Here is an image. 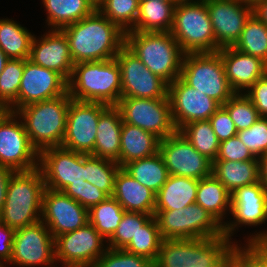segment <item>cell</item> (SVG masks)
<instances>
[{"label":"cell","instance_id":"4fadbf2b","mask_svg":"<svg viewBox=\"0 0 267 267\" xmlns=\"http://www.w3.org/2000/svg\"><path fill=\"white\" fill-rule=\"evenodd\" d=\"M55 262L54 237L42 221L15 230L9 264L51 267Z\"/></svg>","mask_w":267,"mask_h":267},{"label":"cell","instance_id":"7bdbcfd3","mask_svg":"<svg viewBox=\"0 0 267 267\" xmlns=\"http://www.w3.org/2000/svg\"><path fill=\"white\" fill-rule=\"evenodd\" d=\"M222 107L228 112L237 132L250 128L260 118L252 101L242 93H235Z\"/></svg>","mask_w":267,"mask_h":267},{"label":"cell","instance_id":"bcb514c9","mask_svg":"<svg viewBox=\"0 0 267 267\" xmlns=\"http://www.w3.org/2000/svg\"><path fill=\"white\" fill-rule=\"evenodd\" d=\"M241 142L259 159L267 153V117H260L250 128L237 132Z\"/></svg>","mask_w":267,"mask_h":267},{"label":"cell","instance_id":"d4e9b609","mask_svg":"<svg viewBox=\"0 0 267 267\" xmlns=\"http://www.w3.org/2000/svg\"><path fill=\"white\" fill-rule=\"evenodd\" d=\"M112 197L126 212L154 215L156 194L140 184L122 167L117 172Z\"/></svg>","mask_w":267,"mask_h":267},{"label":"cell","instance_id":"2e32d148","mask_svg":"<svg viewBox=\"0 0 267 267\" xmlns=\"http://www.w3.org/2000/svg\"><path fill=\"white\" fill-rule=\"evenodd\" d=\"M159 153L169 175L200 180L212 174V162L200 154L179 131L160 140Z\"/></svg>","mask_w":267,"mask_h":267},{"label":"cell","instance_id":"6da1fadb","mask_svg":"<svg viewBox=\"0 0 267 267\" xmlns=\"http://www.w3.org/2000/svg\"><path fill=\"white\" fill-rule=\"evenodd\" d=\"M61 31L74 64L114 59L125 46V32L98 9Z\"/></svg>","mask_w":267,"mask_h":267},{"label":"cell","instance_id":"6125c7cd","mask_svg":"<svg viewBox=\"0 0 267 267\" xmlns=\"http://www.w3.org/2000/svg\"><path fill=\"white\" fill-rule=\"evenodd\" d=\"M143 1V0H139ZM157 1H162V2H167V3H178L180 0H157Z\"/></svg>","mask_w":267,"mask_h":267},{"label":"cell","instance_id":"8fae6325","mask_svg":"<svg viewBox=\"0 0 267 267\" xmlns=\"http://www.w3.org/2000/svg\"><path fill=\"white\" fill-rule=\"evenodd\" d=\"M115 106L124 123L142 128L160 140L177 131L171 116L169 98L121 97Z\"/></svg>","mask_w":267,"mask_h":267},{"label":"cell","instance_id":"44dd1931","mask_svg":"<svg viewBox=\"0 0 267 267\" xmlns=\"http://www.w3.org/2000/svg\"><path fill=\"white\" fill-rule=\"evenodd\" d=\"M41 221L55 238L84 227L88 222V209L62 191L45 188Z\"/></svg>","mask_w":267,"mask_h":267},{"label":"cell","instance_id":"7402d4cb","mask_svg":"<svg viewBox=\"0 0 267 267\" xmlns=\"http://www.w3.org/2000/svg\"><path fill=\"white\" fill-rule=\"evenodd\" d=\"M67 91L68 82L60 74L24 59L17 110L31 103L57 98Z\"/></svg>","mask_w":267,"mask_h":267},{"label":"cell","instance_id":"94428289","mask_svg":"<svg viewBox=\"0 0 267 267\" xmlns=\"http://www.w3.org/2000/svg\"><path fill=\"white\" fill-rule=\"evenodd\" d=\"M238 1L248 4L250 6H253L255 3L259 2L260 0H238Z\"/></svg>","mask_w":267,"mask_h":267},{"label":"cell","instance_id":"b9f144b4","mask_svg":"<svg viewBox=\"0 0 267 267\" xmlns=\"http://www.w3.org/2000/svg\"><path fill=\"white\" fill-rule=\"evenodd\" d=\"M139 2V0H105L98 10L126 33L135 26Z\"/></svg>","mask_w":267,"mask_h":267},{"label":"cell","instance_id":"ee69618b","mask_svg":"<svg viewBox=\"0 0 267 267\" xmlns=\"http://www.w3.org/2000/svg\"><path fill=\"white\" fill-rule=\"evenodd\" d=\"M152 215L141 212H125L116 231L107 241L108 248L124 249Z\"/></svg>","mask_w":267,"mask_h":267},{"label":"cell","instance_id":"4316f807","mask_svg":"<svg viewBox=\"0 0 267 267\" xmlns=\"http://www.w3.org/2000/svg\"><path fill=\"white\" fill-rule=\"evenodd\" d=\"M195 203L208 211L223 227L227 223L231 214V193L213 174L198 181Z\"/></svg>","mask_w":267,"mask_h":267},{"label":"cell","instance_id":"d6986e66","mask_svg":"<svg viewBox=\"0 0 267 267\" xmlns=\"http://www.w3.org/2000/svg\"><path fill=\"white\" fill-rule=\"evenodd\" d=\"M168 97L177 131L187 123L209 120L221 107L217 101L189 86L181 77L168 85Z\"/></svg>","mask_w":267,"mask_h":267},{"label":"cell","instance_id":"816d5d0a","mask_svg":"<svg viewBox=\"0 0 267 267\" xmlns=\"http://www.w3.org/2000/svg\"><path fill=\"white\" fill-rule=\"evenodd\" d=\"M15 229L0 222V265L7 267L12 257Z\"/></svg>","mask_w":267,"mask_h":267},{"label":"cell","instance_id":"5b68a950","mask_svg":"<svg viewBox=\"0 0 267 267\" xmlns=\"http://www.w3.org/2000/svg\"><path fill=\"white\" fill-rule=\"evenodd\" d=\"M70 100L67 91L57 98L31 103L16 111L38 153L61 146L66 132Z\"/></svg>","mask_w":267,"mask_h":267},{"label":"cell","instance_id":"d6a6232c","mask_svg":"<svg viewBox=\"0 0 267 267\" xmlns=\"http://www.w3.org/2000/svg\"><path fill=\"white\" fill-rule=\"evenodd\" d=\"M122 168L155 194L161 189L169 176L164 160L159 152L147 158L128 162Z\"/></svg>","mask_w":267,"mask_h":267},{"label":"cell","instance_id":"30bf717a","mask_svg":"<svg viewBox=\"0 0 267 267\" xmlns=\"http://www.w3.org/2000/svg\"><path fill=\"white\" fill-rule=\"evenodd\" d=\"M0 165L14 171H31L39 165V153L32 146L23 121L8 110L0 114Z\"/></svg>","mask_w":267,"mask_h":267},{"label":"cell","instance_id":"cb8c5ba5","mask_svg":"<svg viewBox=\"0 0 267 267\" xmlns=\"http://www.w3.org/2000/svg\"><path fill=\"white\" fill-rule=\"evenodd\" d=\"M225 67L228 83L235 93L247 90L267 73V63L259 57L240 52L234 47L218 51Z\"/></svg>","mask_w":267,"mask_h":267},{"label":"cell","instance_id":"e575fe53","mask_svg":"<svg viewBox=\"0 0 267 267\" xmlns=\"http://www.w3.org/2000/svg\"><path fill=\"white\" fill-rule=\"evenodd\" d=\"M264 230L244 237L245 244H233L232 267H267V230Z\"/></svg>","mask_w":267,"mask_h":267},{"label":"cell","instance_id":"f6af8a7d","mask_svg":"<svg viewBox=\"0 0 267 267\" xmlns=\"http://www.w3.org/2000/svg\"><path fill=\"white\" fill-rule=\"evenodd\" d=\"M93 267H154V262L125 249L108 248Z\"/></svg>","mask_w":267,"mask_h":267},{"label":"cell","instance_id":"ba28073f","mask_svg":"<svg viewBox=\"0 0 267 267\" xmlns=\"http://www.w3.org/2000/svg\"><path fill=\"white\" fill-rule=\"evenodd\" d=\"M180 77L221 106L235 94L228 83L219 52L184 54Z\"/></svg>","mask_w":267,"mask_h":267},{"label":"cell","instance_id":"f5cc1de1","mask_svg":"<svg viewBox=\"0 0 267 267\" xmlns=\"http://www.w3.org/2000/svg\"><path fill=\"white\" fill-rule=\"evenodd\" d=\"M15 172L7 166L0 165V212L5 204L8 183Z\"/></svg>","mask_w":267,"mask_h":267},{"label":"cell","instance_id":"91938a15","mask_svg":"<svg viewBox=\"0 0 267 267\" xmlns=\"http://www.w3.org/2000/svg\"><path fill=\"white\" fill-rule=\"evenodd\" d=\"M190 267H232V265H209V266H203V265H193V266H190Z\"/></svg>","mask_w":267,"mask_h":267},{"label":"cell","instance_id":"9f6ffc18","mask_svg":"<svg viewBox=\"0 0 267 267\" xmlns=\"http://www.w3.org/2000/svg\"><path fill=\"white\" fill-rule=\"evenodd\" d=\"M9 60L8 56L4 53V51L0 48V74L3 71L7 61Z\"/></svg>","mask_w":267,"mask_h":267},{"label":"cell","instance_id":"be15d7a7","mask_svg":"<svg viewBox=\"0 0 267 267\" xmlns=\"http://www.w3.org/2000/svg\"><path fill=\"white\" fill-rule=\"evenodd\" d=\"M4 111V109L0 106V114Z\"/></svg>","mask_w":267,"mask_h":267},{"label":"cell","instance_id":"f1b7e54d","mask_svg":"<svg viewBox=\"0 0 267 267\" xmlns=\"http://www.w3.org/2000/svg\"><path fill=\"white\" fill-rule=\"evenodd\" d=\"M198 181L189 177L169 175L156 193L155 210H178L194 204Z\"/></svg>","mask_w":267,"mask_h":267},{"label":"cell","instance_id":"ac0fdd59","mask_svg":"<svg viewBox=\"0 0 267 267\" xmlns=\"http://www.w3.org/2000/svg\"><path fill=\"white\" fill-rule=\"evenodd\" d=\"M38 168L46 188L62 191L73 182L85 181V154L62 146L47 148L39 153Z\"/></svg>","mask_w":267,"mask_h":267},{"label":"cell","instance_id":"11a10c76","mask_svg":"<svg viewBox=\"0 0 267 267\" xmlns=\"http://www.w3.org/2000/svg\"><path fill=\"white\" fill-rule=\"evenodd\" d=\"M260 181L267 192V153L259 158Z\"/></svg>","mask_w":267,"mask_h":267},{"label":"cell","instance_id":"d590c367","mask_svg":"<svg viewBox=\"0 0 267 267\" xmlns=\"http://www.w3.org/2000/svg\"><path fill=\"white\" fill-rule=\"evenodd\" d=\"M126 211L113 197L92 206L88 210L89 223L108 241L116 231Z\"/></svg>","mask_w":267,"mask_h":267},{"label":"cell","instance_id":"7a4b0ae2","mask_svg":"<svg viewBox=\"0 0 267 267\" xmlns=\"http://www.w3.org/2000/svg\"><path fill=\"white\" fill-rule=\"evenodd\" d=\"M45 188L39 168L16 171L8 183L0 222L15 230L40 222Z\"/></svg>","mask_w":267,"mask_h":267},{"label":"cell","instance_id":"3957f363","mask_svg":"<svg viewBox=\"0 0 267 267\" xmlns=\"http://www.w3.org/2000/svg\"><path fill=\"white\" fill-rule=\"evenodd\" d=\"M68 93L74 100L116 105L121 98V72L117 60L74 64Z\"/></svg>","mask_w":267,"mask_h":267},{"label":"cell","instance_id":"74e56055","mask_svg":"<svg viewBox=\"0 0 267 267\" xmlns=\"http://www.w3.org/2000/svg\"><path fill=\"white\" fill-rule=\"evenodd\" d=\"M233 47L267 63V25L252 14Z\"/></svg>","mask_w":267,"mask_h":267},{"label":"cell","instance_id":"7c38bea8","mask_svg":"<svg viewBox=\"0 0 267 267\" xmlns=\"http://www.w3.org/2000/svg\"><path fill=\"white\" fill-rule=\"evenodd\" d=\"M108 106L101 102L71 99L61 146L77 153L91 155L95 147L100 114Z\"/></svg>","mask_w":267,"mask_h":267},{"label":"cell","instance_id":"db71d44e","mask_svg":"<svg viewBox=\"0 0 267 267\" xmlns=\"http://www.w3.org/2000/svg\"><path fill=\"white\" fill-rule=\"evenodd\" d=\"M252 14L267 25V0H260L252 6Z\"/></svg>","mask_w":267,"mask_h":267},{"label":"cell","instance_id":"5bb4252c","mask_svg":"<svg viewBox=\"0 0 267 267\" xmlns=\"http://www.w3.org/2000/svg\"><path fill=\"white\" fill-rule=\"evenodd\" d=\"M115 59L121 72V97L169 98L168 84L152 73L126 46Z\"/></svg>","mask_w":267,"mask_h":267},{"label":"cell","instance_id":"836d02e7","mask_svg":"<svg viewBox=\"0 0 267 267\" xmlns=\"http://www.w3.org/2000/svg\"><path fill=\"white\" fill-rule=\"evenodd\" d=\"M34 35L13 18H0V48L9 59H29Z\"/></svg>","mask_w":267,"mask_h":267},{"label":"cell","instance_id":"f907efd6","mask_svg":"<svg viewBox=\"0 0 267 267\" xmlns=\"http://www.w3.org/2000/svg\"><path fill=\"white\" fill-rule=\"evenodd\" d=\"M260 117H267V73L260 77L245 93Z\"/></svg>","mask_w":267,"mask_h":267},{"label":"cell","instance_id":"8992f818","mask_svg":"<svg viewBox=\"0 0 267 267\" xmlns=\"http://www.w3.org/2000/svg\"><path fill=\"white\" fill-rule=\"evenodd\" d=\"M125 46L168 85L180 77L184 53L170 32L128 31Z\"/></svg>","mask_w":267,"mask_h":267},{"label":"cell","instance_id":"83f0119b","mask_svg":"<svg viewBox=\"0 0 267 267\" xmlns=\"http://www.w3.org/2000/svg\"><path fill=\"white\" fill-rule=\"evenodd\" d=\"M160 139L137 126L124 123L121 129L120 167L133 160L150 157L159 152Z\"/></svg>","mask_w":267,"mask_h":267},{"label":"cell","instance_id":"7dc6e473","mask_svg":"<svg viewBox=\"0 0 267 267\" xmlns=\"http://www.w3.org/2000/svg\"><path fill=\"white\" fill-rule=\"evenodd\" d=\"M62 192L73 198L88 210L109 197L105 192L86 180L78 183L73 182L70 185H67Z\"/></svg>","mask_w":267,"mask_h":267},{"label":"cell","instance_id":"6f0895ef","mask_svg":"<svg viewBox=\"0 0 267 267\" xmlns=\"http://www.w3.org/2000/svg\"><path fill=\"white\" fill-rule=\"evenodd\" d=\"M57 265H61L60 267H93L90 265H82V264H64V263L59 264L58 262H55L51 267H58Z\"/></svg>","mask_w":267,"mask_h":267},{"label":"cell","instance_id":"f546056e","mask_svg":"<svg viewBox=\"0 0 267 267\" xmlns=\"http://www.w3.org/2000/svg\"><path fill=\"white\" fill-rule=\"evenodd\" d=\"M49 30H61L91 15L96 8L89 0H41Z\"/></svg>","mask_w":267,"mask_h":267},{"label":"cell","instance_id":"277c9868","mask_svg":"<svg viewBox=\"0 0 267 267\" xmlns=\"http://www.w3.org/2000/svg\"><path fill=\"white\" fill-rule=\"evenodd\" d=\"M233 265V243L225 236L163 239L154 267Z\"/></svg>","mask_w":267,"mask_h":267},{"label":"cell","instance_id":"8d00e7d4","mask_svg":"<svg viewBox=\"0 0 267 267\" xmlns=\"http://www.w3.org/2000/svg\"><path fill=\"white\" fill-rule=\"evenodd\" d=\"M179 132L200 154L204 155L212 163L216 160L220 142L209 120L187 123Z\"/></svg>","mask_w":267,"mask_h":267},{"label":"cell","instance_id":"681fc988","mask_svg":"<svg viewBox=\"0 0 267 267\" xmlns=\"http://www.w3.org/2000/svg\"><path fill=\"white\" fill-rule=\"evenodd\" d=\"M209 121L219 142L237 135L234 122L222 106L209 118Z\"/></svg>","mask_w":267,"mask_h":267},{"label":"cell","instance_id":"603a6c76","mask_svg":"<svg viewBox=\"0 0 267 267\" xmlns=\"http://www.w3.org/2000/svg\"><path fill=\"white\" fill-rule=\"evenodd\" d=\"M47 30L40 37L33 36L29 60L57 72L68 82L74 62L70 55L67 37L61 30L48 28Z\"/></svg>","mask_w":267,"mask_h":267},{"label":"cell","instance_id":"e0dca14e","mask_svg":"<svg viewBox=\"0 0 267 267\" xmlns=\"http://www.w3.org/2000/svg\"><path fill=\"white\" fill-rule=\"evenodd\" d=\"M55 261L94 266L107 251V241L89 222L82 228L54 238Z\"/></svg>","mask_w":267,"mask_h":267},{"label":"cell","instance_id":"680465c9","mask_svg":"<svg viewBox=\"0 0 267 267\" xmlns=\"http://www.w3.org/2000/svg\"><path fill=\"white\" fill-rule=\"evenodd\" d=\"M91 4L98 9V7L105 1V0H89Z\"/></svg>","mask_w":267,"mask_h":267},{"label":"cell","instance_id":"484cf974","mask_svg":"<svg viewBox=\"0 0 267 267\" xmlns=\"http://www.w3.org/2000/svg\"><path fill=\"white\" fill-rule=\"evenodd\" d=\"M122 117L115 105H109L98 120L92 156L115 161L120 165Z\"/></svg>","mask_w":267,"mask_h":267},{"label":"cell","instance_id":"9a60e30c","mask_svg":"<svg viewBox=\"0 0 267 267\" xmlns=\"http://www.w3.org/2000/svg\"><path fill=\"white\" fill-rule=\"evenodd\" d=\"M230 216L223 227V235L233 244L238 243L232 237L239 227H257L267 222V192L261 181L237 188L231 193Z\"/></svg>","mask_w":267,"mask_h":267},{"label":"cell","instance_id":"1f68e13d","mask_svg":"<svg viewBox=\"0 0 267 267\" xmlns=\"http://www.w3.org/2000/svg\"><path fill=\"white\" fill-rule=\"evenodd\" d=\"M176 5L157 0L140 1L138 17L130 31L170 32Z\"/></svg>","mask_w":267,"mask_h":267},{"label":"cell","instance_id":"ab89813d","mask_svg":"<svg viewBox=\"0 0 267 267\" xmlns=\"http://www.w3.org/2000/svg\"><path fill=\"white\" fill-rule=\"evenodd\" d=\"M24 71V59H9L0 74V106L17 111V97Z\"/></svg>","mask_w":267,"mask_h":267},{"label":"cell","instance_id":"4dcf8cb0","mask_svg":"<svg viewBox=\"0 0 267 267\" xmlns=\"http://www.w3.org/2000/svg\"><path fill=\"white\" fill-rule=\"evenodd\" d=\"M212 174L230 192L260 182L259 159L256 161H214Z\"/></svg>","mask_w":267,"mask_h":267},{"label":"cell","instance_id":"52a82bcc","mask_svg":"<svg viewBox=\"0 0 267 267\" xmlns=\"http://www.w3.org/2000/svg\"><path fill=\"white\" fill-rule=\"evenodd\" d=\"M170 33L184 54L215 52V36L204 0H180Z\"/></svg>","mask_w":267,"mask_h":267},{"label":"cell","instance_id":"f35d334b","mask_svg":"<svg viewBox=\"0 0 267 267\" xmlns=\"http://www.w3.org/2000/svg\"><path fill=\"white\" fill-rule=\"evenodd\" d=\"M120 168V165L115 161L85 154L84 180L112 197L115 178Z\"/></svg>","mask_w":267,"mask_h":267},{"label":"cell","instance_id":"60d3db41","mask_svg":"<svg viewBox=\"0 0 267 267\" xmlns=\"http://www.w3.org/2000/svg\"><path fill=\"white\" fill-rule=\"evenodd\" d=\"M163 238L160 234L158 224L154 215L139 228L135 237H132L130 243L124 248L126 251L149 258L155 262Z\"/></svg>","mask_w":267,"mask_h":267},{"label":"cell","instance_id":"9c48e42d","mask_svg":"<svg viewBox=\"0 0 267 267\" xmlns=\"http://www.w3.org/2000/svg\"><path fill=\"white\" fill-rule=\"evenodd\" d=\"M163 239L221 237L223 226L202 206L191 204L175 210H154Z\"/></svg>","mask_w":267,"mask_h":267},{"label":"cell","instance_id":"ffe728a7","mask_svg":"<svg viewBox=\"0 0 267 267\" xmlns=\"http://www.w3.org/2000/svg\"><path fill=\"white\" fill-rule=\"evenodd\" d=\"M215 36V52L233 47L246 21L252 15V6L238 0H204Z\"/></svg>","mask_w":267,"mask_h":267},{"label":"cell","instance_id":"c3c4849f","mask_svg":"<svg viewBox=\"0 0 267 267\" xmlns=\"http://www.w3.org/2000/svg\"><path fill=\"white\" fill-rule=\"evenodd\" d=\"M252 153L241 142L237 135L220 142L218 156L215 161H256Z\"/></svg>","mask_w":267,"mask_h":267}]
</instances>
